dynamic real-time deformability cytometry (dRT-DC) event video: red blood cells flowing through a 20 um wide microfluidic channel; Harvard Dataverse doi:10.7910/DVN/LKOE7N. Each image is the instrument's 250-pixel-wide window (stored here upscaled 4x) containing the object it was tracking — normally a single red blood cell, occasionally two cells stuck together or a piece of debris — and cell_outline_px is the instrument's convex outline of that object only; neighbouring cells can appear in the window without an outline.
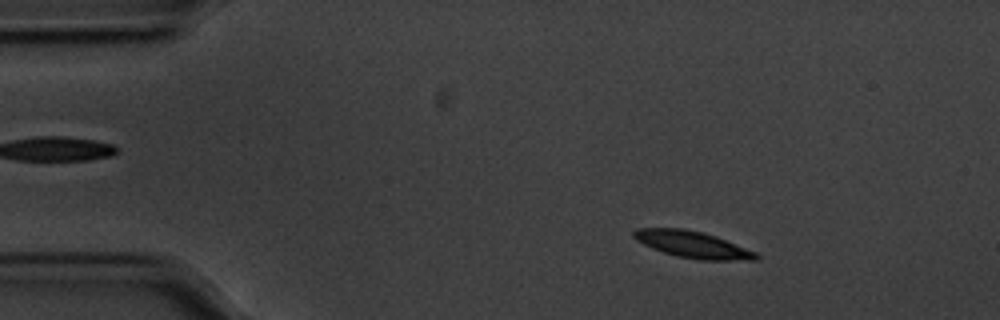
{"species": "common noctule bat (a hibernating species)", "species_latin": "Nyctalus noctula", "temperature_condition": "cold", "stored_images_in_passage": 56, "camera_frame_rate_fps": 3000, "um_per_image_px": 0.085, "animal": {"sex": "male", "body_mass_g": 20.1, "forearm_length_mm": 53.5}, "frame": {"image": 1, "passage_image": 8, "time_ms": 2.333, "image_size_px": [1000, 320], "cell_outline_px": [[760, 256], [756, 260], [700, 260], [676, 256], [652, 248], [636, 240], [632, 236], [632, 232], [636, 228], [684, 228], [704, 232], [716, 236], [756, 252]], "centroid_in_image_um": [58.86, 20.78], "position_along_channel_um": 26.1, "area_um2": 19.07}}
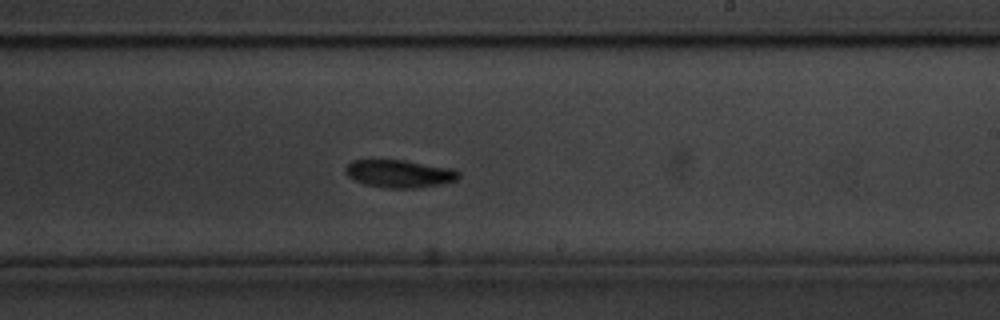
{"frame": {"image": 2, "passage_image": 33, "time_ms": 10.667, "image_size_px": [1000, 320], "cell_outline_px": [[460, 176], [456, 180], [440, 184], [416, 188], [388, 188], [364, 184], [348, 176], [344, 172], [344, 168], [352, 160], [404, 160], [452, 168], [460, 172]], "centroid_in_image_um": [33.95, 14.76], "position_along_channel_um": 255.1, "area_um2": 18.26}}
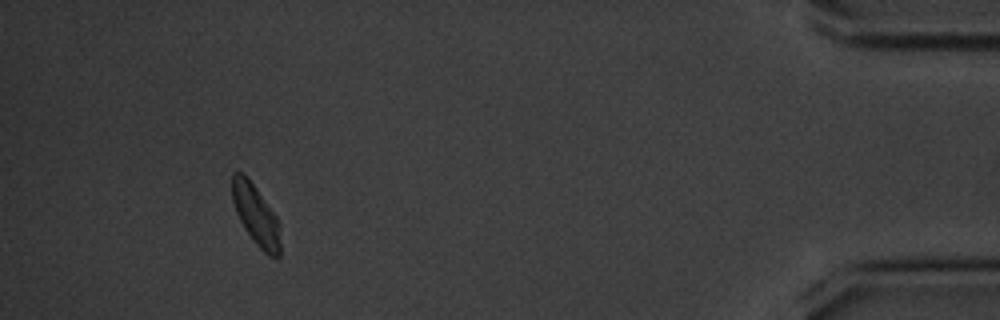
{"frame": {"image": 3, "passage_image": 52, "time_ms": 17.0, "image_size_px": [1000, 320], "cell_outline_px": [[280, 256], [268, 256], [256, 244], [244, 228], [236, 212], [232, 200], [232, 172], [244, 172], [256, 188], [276, 216], [280, 240]], "centroid_in_image_um": [21.72, 18.25], "position_along_channel_um": 413.5, "area_um2": 16.7}, "authors_computed_cell_mechanics": {"area_um2": 18.4382, "velocity_mm_per_s": 3.5006, "shape_relaxation_time_tau1_ms": 1.7972, "shape_relaxation_time_tau2_ms": null, "deformation_change_tau1": 0.1031, "deformation_change_tau2": null}}